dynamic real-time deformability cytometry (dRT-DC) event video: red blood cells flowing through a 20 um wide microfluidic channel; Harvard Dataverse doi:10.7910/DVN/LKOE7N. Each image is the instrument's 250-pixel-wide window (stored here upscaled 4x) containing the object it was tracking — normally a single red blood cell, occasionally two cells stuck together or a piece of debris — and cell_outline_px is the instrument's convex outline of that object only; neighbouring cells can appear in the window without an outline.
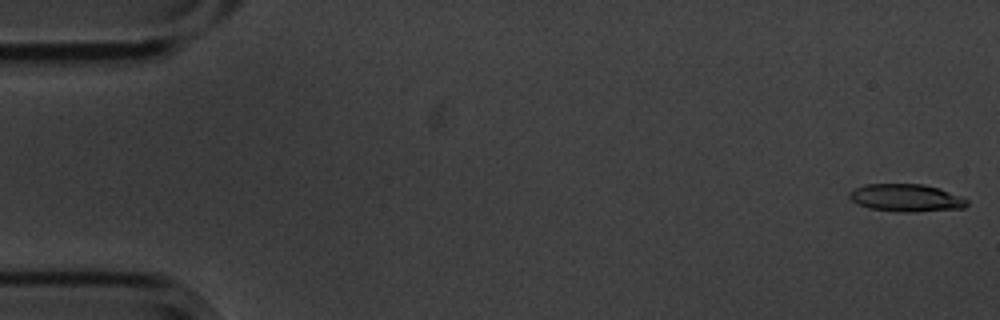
{"species": "common noctule bat (a hibernating species)", "species_latin": "Nyctalus noctula", "temperature_condition": "cold", "stored_images_in_passage": 55, "camera_frame_rate_fps": 3000, "um_per_image_px": 0.085, "animal": {"sex": "male", "body_mass_g": 20.1, "forearm_length_mm": 53.5}, "frame": {"image": 1, "passage_image": 1, "time_ms": 0.0, "image_size_px": [1000, 320], "cell_outline_px": [[968, 204], [964, 208], [912, 212], [908, 212], [868, 208], [852, 200], [848, 196], [848, 192], [856, 188], [868, 184], [924, 184], [940, 188], [960, 196], [968, 200]], "centroid_in_image_um": [77.05, 16.81], "position_along_channel_um": 8.0, "area_um2": 18.73}}
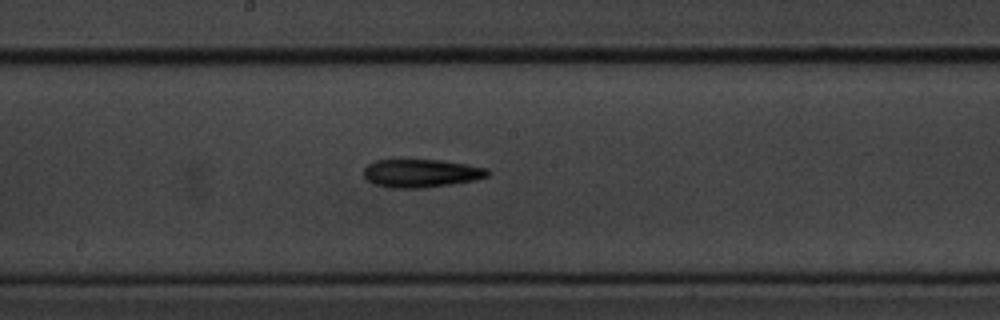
{"frame": {"image": 2, "passage_image": 29, "time_ms": 9.333, "image_size_px": [1000, 320], "cell_outline_px": [[492, 172], [488, 176], [476, 180], [452, 184], [424, 188], [388, 188], [376, 184], [368, 180], [364, 176], [364, 168], [368, 164], [376, 160], [440, 160], [468, 164], [488, 168]], "centroid_in_image_um": [35.85, 14.73], "position_along_channel_um": 212.4, "area_um2": 20.52}}
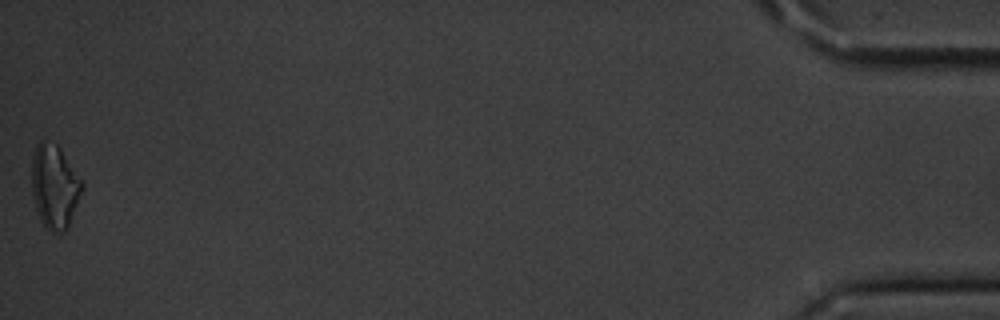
{"frame": {"image": 3, "passage_image": 55, "time_ms": 18.0, "image_size_px": [1000, 320], "cell_outline_px": [[84, 188], [68, 228], [64, 232], [52, 232], [40, 220], [36, 208], [32, 192], [32, 156], [36, 144], [40, 140], [44, 140], [56, 144], [60, 148], [84, 180]], "centroid_in_image_um": [4.67, 15.83], "position_along_channel_um": 430.5, "area_um2": 24.91}, "authors_computed_cell_mechanics": {"area_um2": 19.4786, "velocity_mm_per_s": 3.6171, "shape_relaxation_time_tau1_ms": 3.2329, "shape_relaxation_time_tau2_ms": null, "deformation_change_tau1": 0.1539, "deformation_change_tau2": null}}